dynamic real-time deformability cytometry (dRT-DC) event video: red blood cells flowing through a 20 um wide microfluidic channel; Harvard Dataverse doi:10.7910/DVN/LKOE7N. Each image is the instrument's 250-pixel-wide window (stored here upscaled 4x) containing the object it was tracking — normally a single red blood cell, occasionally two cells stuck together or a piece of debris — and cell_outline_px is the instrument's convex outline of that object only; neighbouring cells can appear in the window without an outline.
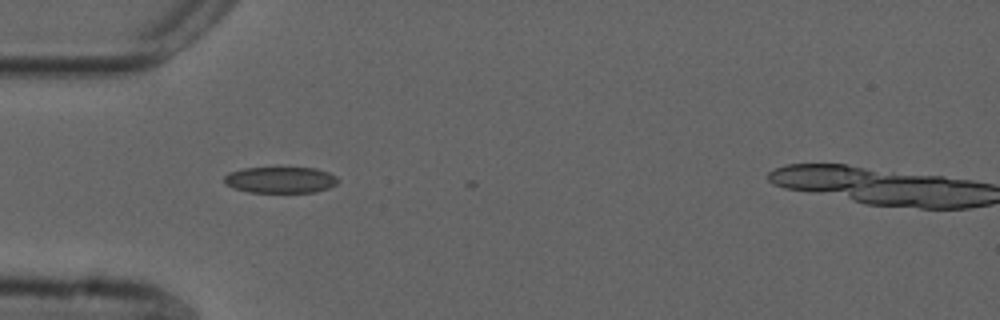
{"species": "common noctule bat (a hibernating species)", "species_latin": "Nyctalus noctula", "temperature_condition": "cold", "stored_images_in_passage": 3, "camera_frame_rate_fps": 3000, "um_per_image_px": 0.085, "animal": {"sex": "male", "forearm_length_mm": 52.5}, "frame": {"image": 1, "passage_image": 1, "time_ms": 0.0, "image_size_px": [1000, 320], "cell_outline_px": [[340, 180], [336, 184], [328, 188], [316, 192], [248, 192], [232, 188], [224, 184], [224, 176], [228, 172], [244, 168], [316, 168], [328, 172], [336, 176]], "centroid_in_image_um": [23.82, 15.29], "position_along_channel_um": 61.2, "area_um2": 17.51}}